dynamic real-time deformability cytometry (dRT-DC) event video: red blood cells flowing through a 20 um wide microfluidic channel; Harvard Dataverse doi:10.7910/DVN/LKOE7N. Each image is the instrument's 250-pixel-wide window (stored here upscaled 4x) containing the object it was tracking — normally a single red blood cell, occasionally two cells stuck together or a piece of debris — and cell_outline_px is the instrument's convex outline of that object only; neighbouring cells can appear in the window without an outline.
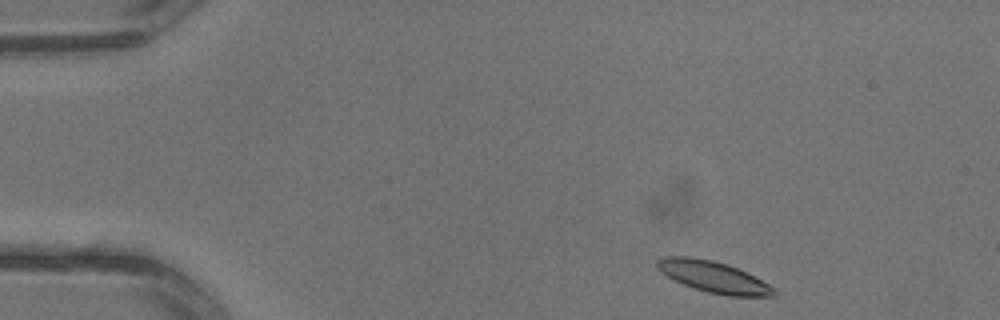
{"species": "common noctule bat (a hibernating species)", "species_latin": "Nyctalus noctula", "temperature_condition": "warm", "stored_images_in_passage": 2, "camera_frame_rate_fps": 3000, "um_per_image_px": 0.085, "animal": {"sex": "male", "body_mass_g": 13.3}, "frame": {"image": 1, "passage_image": 1, "time_ms": 0.0, "image_size_px": [1000, 320], "cell_outline_px": [[776, 296], [728, 296], [708, 292], [692, 288], [668, 276], [656, 264], [656, 260], [664, 256], [688, 256], [712, 260], [728, 264], [776, 288]], "centroid_in_image_um": [60.66, 23.54], "position_along_channel_um": 24.3, "area_um2": 20.92}}